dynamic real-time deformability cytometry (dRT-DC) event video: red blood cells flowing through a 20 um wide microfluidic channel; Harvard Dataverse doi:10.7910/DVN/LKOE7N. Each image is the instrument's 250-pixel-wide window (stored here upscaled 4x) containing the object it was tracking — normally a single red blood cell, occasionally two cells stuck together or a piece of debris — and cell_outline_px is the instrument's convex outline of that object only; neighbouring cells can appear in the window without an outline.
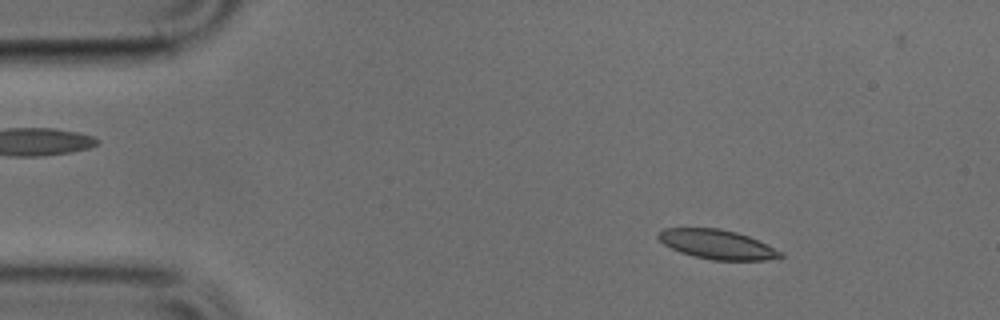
{"species": "common noctule bat (a hibernating species)", "species_latin": "Nyctalus noctula", "temperature_condition": "cold", "stored_images_in_passage": 49, "camera_frame_rate_fps": 3000, "um_per_image_px": 0.085, "animal": {"sex": "male", "body_mass_g": 17.9, "forearm_length_mm": 54.2}, "frame": {"image": 1, "passage_image": 6, "time_ms": 1.667, "image_size_px": [1000, 320], "cell_outline_px": [[784, 256], [764, 260], [712, 260], [692, 256], [680, 252], [664, 244], [656, 236], [656, 232], [664, 228], [720, 228], [736, 232], [748, 236], [784, 252]], "centroid_in_image_um": [60.93, 20.77], "position_along_channel_um": 24.1, "area_um2": 20.92}}
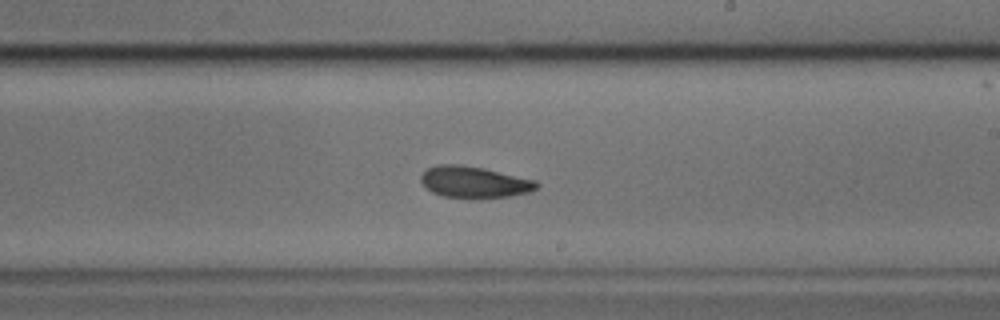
{"frame": {"image": 2, "passage_image": 28, "time_ms": 9.0, "image_size_px": [1000, 320], "cell_outline_px": [[540, 184], [532, 192], [508, 196], [444, 196], [432, 192], [420, 180], [420, 176], [428, 168], [436, 164], [460, 164], [484, 168], [536, 180]], "centroid_in_image_um": [40.33, 15.43], "position_along_channel_um": 248.7, "area_um2": 20.69}}
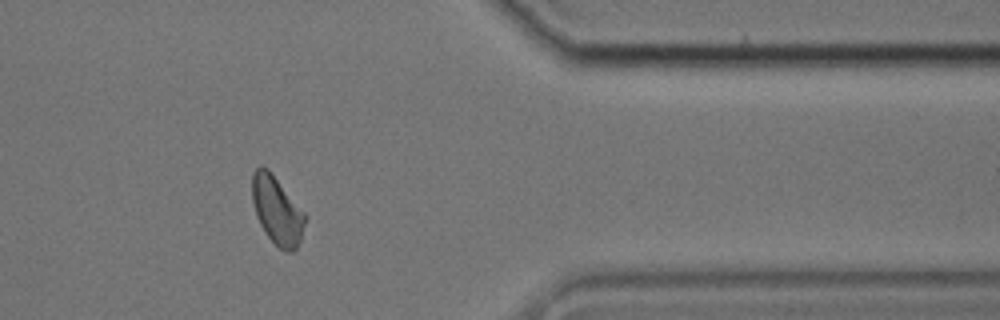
{"frame": {"image": 3, "passage_image": 40, "time_ms": 13.0, "image_size_px": [1000, 320], "cell_outline_px": [[308, 216], [300, 240], [296, 248], [292, 252], [284, 252], [264, 232], [256, 216], [252, 200], [252, 172], [260, 164], [268, 168], [272, 172]], "centroid_in_image_um": [23.55, 17.85], "position_along_channel_um": 387.9, "area_um2": 21.27}}